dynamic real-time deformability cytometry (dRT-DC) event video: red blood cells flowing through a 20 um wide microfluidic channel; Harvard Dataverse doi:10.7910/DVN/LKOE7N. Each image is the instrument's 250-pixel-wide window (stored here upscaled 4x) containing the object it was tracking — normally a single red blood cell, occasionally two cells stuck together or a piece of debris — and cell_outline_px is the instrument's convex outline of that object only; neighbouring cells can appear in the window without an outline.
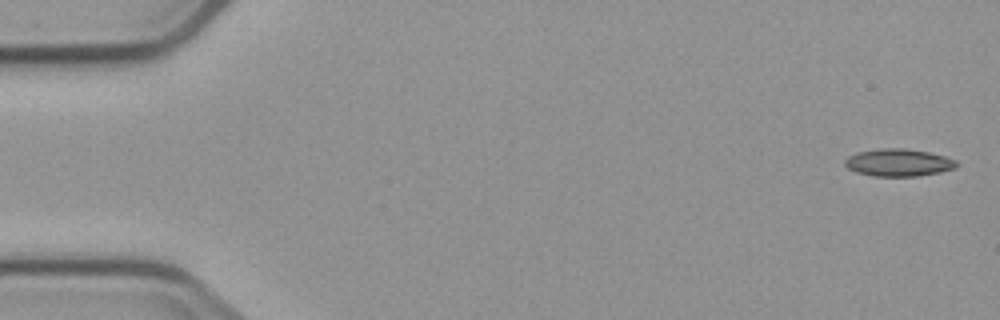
{"species": "common noctule bat (a hibernating species)", "species_latin": "Nyctalus noctula", "temperature_condition": "cold", "stored_images_in_passage": 4, "camera_frame_rate_fps": 3000, "um_per_image_px": 0.085, "animal": {"sex": "male", "body_mass_g": 23.1, "forearm_length_mm": 52.7}, "frame": {"image": 1, "passage_image": 1, "time_ms": 0.0, "image_size_px": [1000, 320], "cell_outline_px": [[960, 164], [956, 168], [940, 172], [916, 176], [872, 176], [856, 172], [848, 168], [844, 164], [844, 160], [848, 156], [860, 152], [880, 148], [908, 148], [928, 152], [944, 156], [956, 160]], "centroid_in_image_um": [76.39, 13.82], "position_along_channel_um": 8.6, "area_um2": 17.92}}